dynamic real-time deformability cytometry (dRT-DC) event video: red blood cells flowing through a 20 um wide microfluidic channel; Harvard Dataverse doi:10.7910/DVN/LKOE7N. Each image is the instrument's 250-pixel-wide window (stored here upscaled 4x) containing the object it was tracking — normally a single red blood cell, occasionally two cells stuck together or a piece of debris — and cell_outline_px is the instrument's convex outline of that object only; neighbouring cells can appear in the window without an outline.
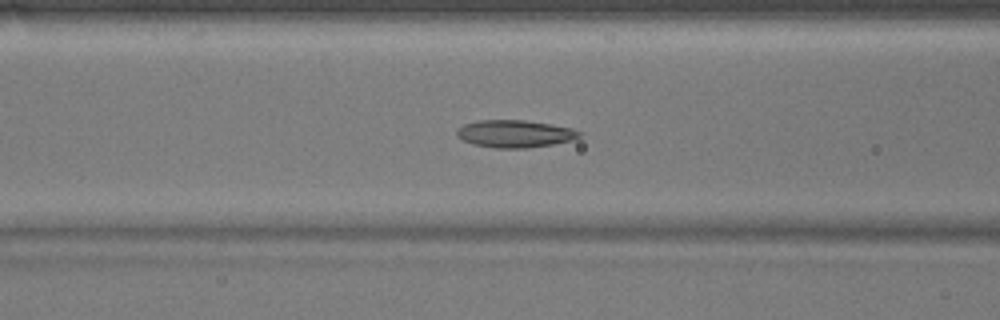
{"species": "common noctule bat (a hibernating species)", "species_latin": "Nyctalus noctula", "temperature_condition": "warm", "stored_images_in_passage": 51, "camera_frame_rate_fps": 3000, "um_per_image_px": 0.085, "animal": {"sex": "male", "body_mass_g": 17.9}, "frame": {"image": 1, "passage_image": 20, "time_ms": 6.333, "image_size_px": [1000, 320], "cell_outline_px": [[580, 136], [576, 140], [528, 148], [492, 148], [472, 144], [456, 136], [456, 132], [464, 124], [480, 120], [524, 120], [572, 128], [580, 132]], "centroid_in_image_um": [43.76, 11.38], "position_along_channel_um": 122.8, "area_um2": 19.54}}
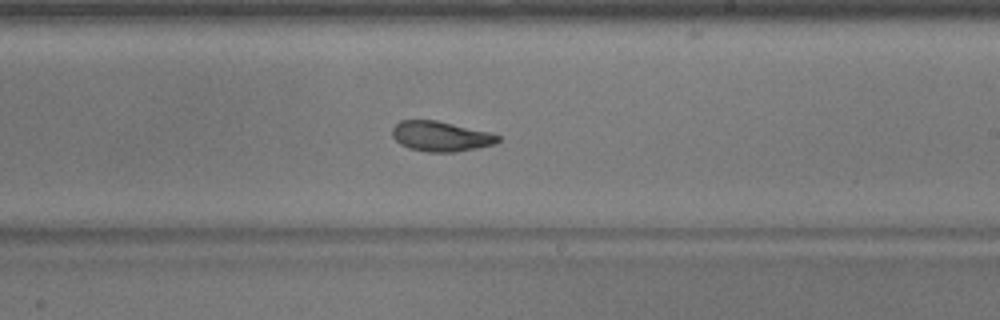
{"frame": {"image": 2, "passage_image": 30, "time_ms": 9.667, "image_size_px": [1000, 320], "cell_outline_px": [[500, 140], [496, 144], [456, 152], [428, 152], [408, 148], [400, 144], [392, 136], [392, 128], [400, 120], [436, 120], [492, 132], [500, 136]], "centroid_in_image_um": [37.48, 11.58], "position_along_channel_um": 251.5, "area_um2": 18.73}}
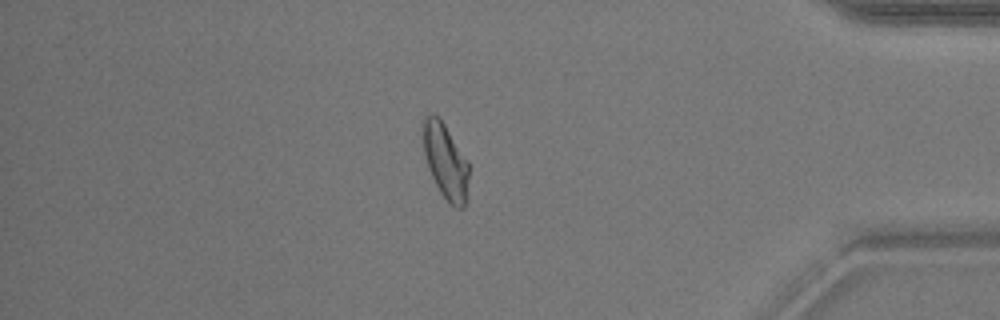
{"frame": {"image": 3, "passage_image": 44, "time_ms": 14.333, "image_size_px": [1000, 320], "cell_outline_px": [[468, 200], [464, 208], [456, 208], [440, 192], [428, 168], [424, 152], [424, 116], [432, 112], [444, 124], [468, 160]], "centroid_in_image_um": [37.9, 13.74], "position_along_channel_um": 397.3, "area_um2": 19.83}, "authors_computed_cell_mechanics": {"area_um2": 19.8254, "velocity_mm_per_s": 3.8639, "shape_relaxation_time_tau1_ms": 3.4188, "shape_relaxation_time_tau2_ms": 1.5907, "deformation_change_tau1": 0.1309, "deformation_change_tau2": 0.0769}}